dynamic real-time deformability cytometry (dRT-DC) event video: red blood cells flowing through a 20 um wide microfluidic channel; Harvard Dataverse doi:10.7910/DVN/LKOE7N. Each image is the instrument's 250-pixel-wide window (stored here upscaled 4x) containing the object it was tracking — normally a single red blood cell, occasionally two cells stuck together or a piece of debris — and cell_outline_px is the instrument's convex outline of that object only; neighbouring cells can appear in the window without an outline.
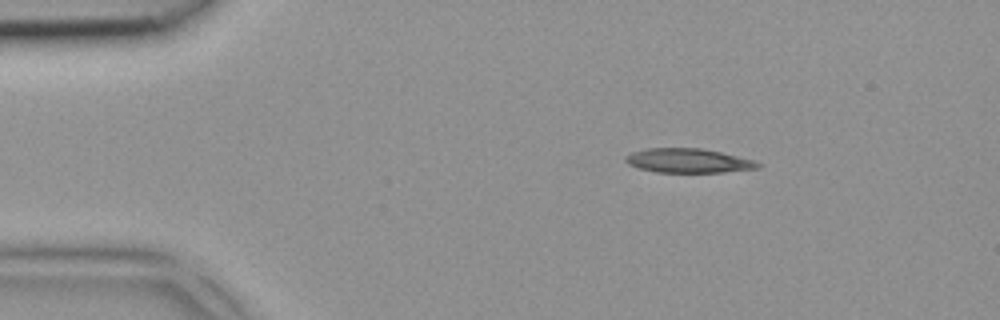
{"species": "common noctule bat (a hibernating species)", "species_latin": "Nyctalus noctula", "temperature_condition": "room temperature", "stored_images_in_passage": 3, "camera_frame_rate_fps": 3000, "um_per_image_px": 0.085, "animal": {"sex": "female", "body_mass_g": 18.4}, "frame": {"image": 1, "passage_image": 1, "time_ms": 0.0, "image_size_px": [1000, 320], "cell_outline_px": [[760, 168], [724, 172], [656, 172], [640, 168], [628, 164], [624, 160], [624, 156], [632, 152], [648, 148], [700, 148], [720, 152], [752, 160], [760, 164]], "centroid_in_image_um": [58.46, 13.66], "position_along_channel_um": 26.5, "area_um2": 18.5}}
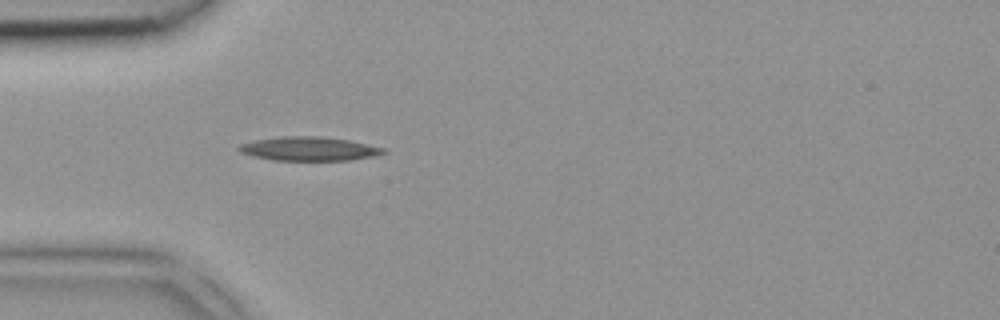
{"frame": {"image": 2, "passage_image": 3, "time_ms": 0.667, "image_size_px": [1000, 320], "cell_outline_px": [[388, 152], [372, 156], [348, 160], [272, 160], [252, 156], [240, 152], [236, 148], [240, 144], [256, 140], [280, 136], [320, 136], [348, 140], [384, 148]], "centroid_in_image_um": [26.22, 12.64], "position_along_channel_um": 58.8, "area_um2": 20.0}}